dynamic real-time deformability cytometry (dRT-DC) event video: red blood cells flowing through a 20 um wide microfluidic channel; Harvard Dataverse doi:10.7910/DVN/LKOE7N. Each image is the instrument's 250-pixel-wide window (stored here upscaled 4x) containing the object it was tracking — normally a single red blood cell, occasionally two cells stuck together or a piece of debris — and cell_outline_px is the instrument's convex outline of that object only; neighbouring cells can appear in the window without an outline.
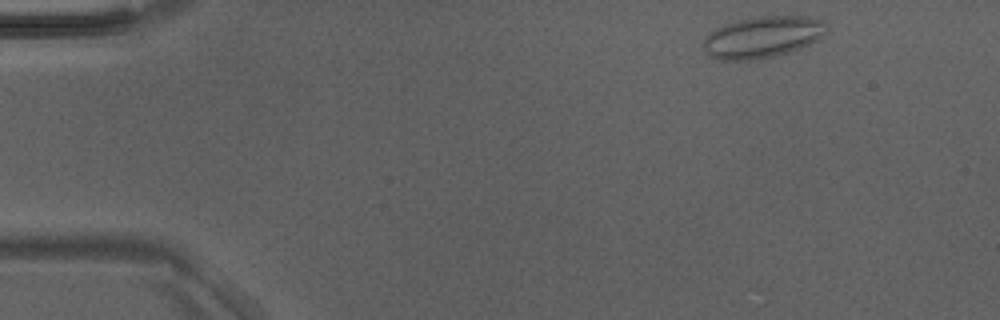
{"species": "Egyptian fruit bat (a non-hibernating species)", "species_latin": "Rousettus aegyptiacus", "temperature_condition": "room temperature", "stored_images_in_passage": 9, "camera_frame_rate_fps": 3000, "um_per_image_px": 0.085, "animal": {"sex": "male"}, "frame": {"image": 1, "passage_image": 1, "time_ms": 0.0, "image_size_px": [1000, 320], "cell_outline_px": [[828, 32], [816, 40], [800, 48], [788, 52], [772, 56], [748, 60], [720, 60], [708, 56], [704, 52], [704, 40], [708, 32], [724, 24], [740, 20], [764, 16], [808, 16], [824, 20], [828, 24]], "centroid_in_image_um": [64.83, 3.14], "position_along_channel_um": 20.2, "area_um2": 29.82}}